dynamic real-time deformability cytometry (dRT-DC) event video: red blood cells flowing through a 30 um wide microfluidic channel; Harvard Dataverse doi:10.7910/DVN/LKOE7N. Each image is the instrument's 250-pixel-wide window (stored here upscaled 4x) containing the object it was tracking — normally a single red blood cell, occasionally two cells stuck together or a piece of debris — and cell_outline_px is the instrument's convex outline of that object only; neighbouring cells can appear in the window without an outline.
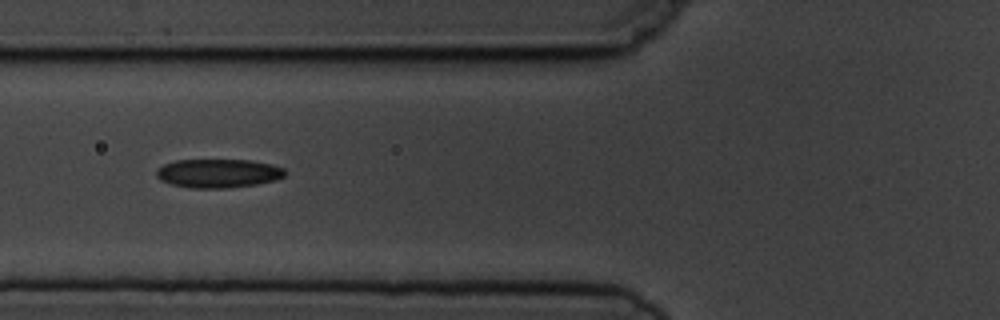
{"species": "common noctule bat (a hibernating species)", "species_latin": "Nyctalus noctula", "temperature_condition": "cold", "stored_images_in_passage": 11, "camera_frame_rate_fps": 3000, "um_per_image_px": 0.085, "animal": {"sex": "male", "body_mass_g": 19.5, "forearm_length_mm": 54.6}, "frame": {"image": 1, "passage_image": 7, "time_ms": 7.667, "image_size_px": [1000, 320], "cell_outline_px": [[284, 176], [276, 180], [256, 184], [228, 188], [188, 188], [172, 184], [160, 180], [156, 176], [156, 168], [164, 164], [176, 160], [248, 160], [272, 164], [284, 168]], "centroid_in_image_um": [18.52, 14.73], "position_along_channel_um": 107.3, "area_um2": 21.62}}
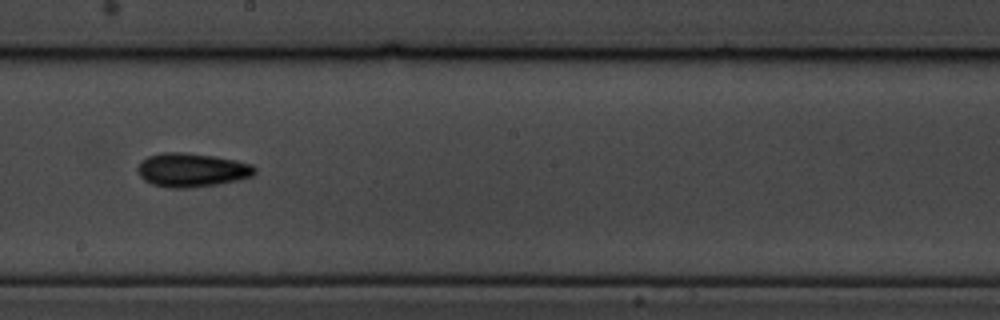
{"frame": {"image": 2, "passage_image": 10, "time_ms": 11.0, "image_size_px": [1000, 320], "cell_outline_px": [[256, 172], [252, 176], [240, 180], [216, 184], [188, 188], [168, 188], [152, 184], [144, 180], [140, 176], [136, 168], [148, 156], [164, 152], [184, 152], [216, 156], [236, 160], [252, 164], [256, 168]], "centroid_in_image_um": [16.33, 14.45], "position_along_channel_um": 231.9, "area_um2": 23.18}}
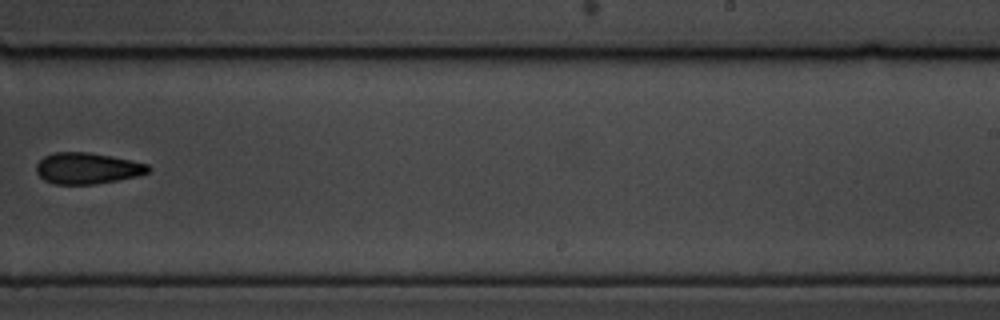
{"frame": {"image": 3, "passage_image": 11, "time_ms": 12.333, "image_size_px": [1000, 320], "cell_outline_px": [[152, 168], [148, 172], [140, 176], [92, 184], [52, 184], [44, 180], [36, 172], [36, 164], [44, 156], [56, 152], [88, 152], [112, 156], [132, 160], [148, 164]], "centroid_in_image_um": [7.43, 14.3], "position_along_channel_um": 281.6, "area_um2": 20.46}}